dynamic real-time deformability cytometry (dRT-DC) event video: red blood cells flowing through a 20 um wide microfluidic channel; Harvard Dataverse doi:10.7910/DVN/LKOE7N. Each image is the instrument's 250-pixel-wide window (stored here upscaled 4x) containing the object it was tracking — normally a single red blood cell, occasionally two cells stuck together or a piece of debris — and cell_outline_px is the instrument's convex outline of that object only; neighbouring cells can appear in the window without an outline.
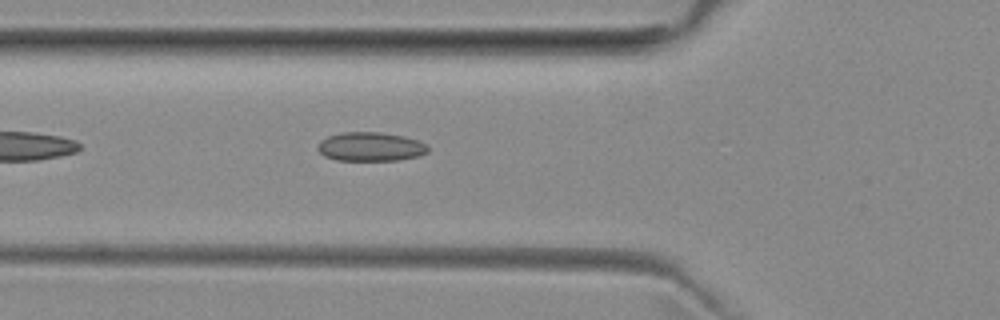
{"species": "common noctule bat (a hibernating species)", "species_latin": "Nyctalus noctula", "temperature_condition": "room temperature", "stored_images_in_passage": 36, "camera_frame_rate_fps": 3000, "um_per_image_px": 0.085, "animal": {"sex": "female", "body_mass_g": 29.2, "forearm_length_mm": 56.3}, "frame": {"image": 1, "passage_image": 3, "time_ms": 0.667, "image_size_px": [1000, 320], "cell_outline_px": [[428, 152], [416, 156], [396, 160], [336, 160], [324, 156], [316, 148], [320, 140], [328, 136], [340, 132], [380, 132], [404, 136], [428, 144]], "centroid_in_image_um": [31.46, 12.46], "position_along_channel_um": 94.3, "area_um2": 18.61}}
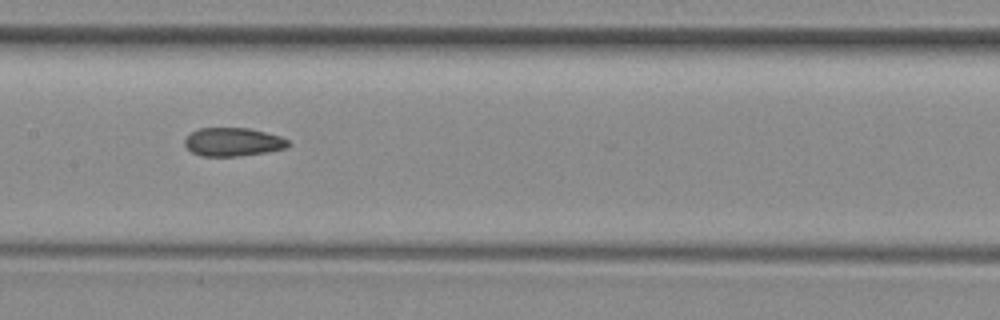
{"frame": {"image": 2, "passage_image": 10, "time_ms": 3.0, "image_size_px": [1000, 320], "cell_outline_px": [[288, 144], [284, 148], [264, 152], [240, 156], [200, 156], [192, 152], [184, 144], [184, 140], [192, 132], [200, 128], [248, 128], [280, 136], [288, 140]], "centroid_in_image_um": [19.76, 12.07], "position_along_channel_um": 187.6, "area_um2": 16.88}}
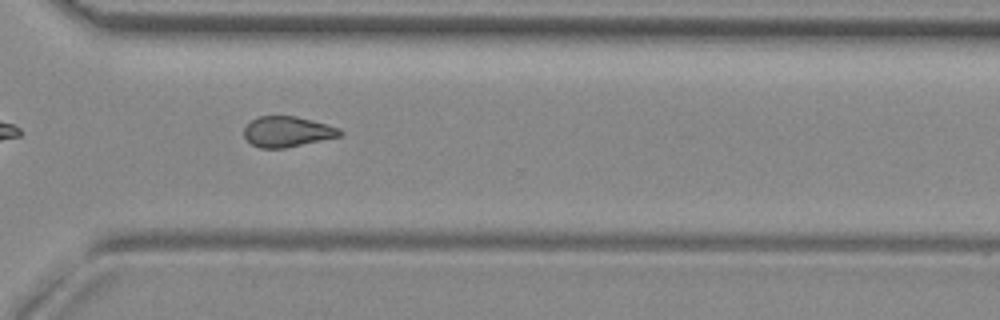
{"frame": {"image": 3, "passage_image": 22, "time_ms": 7.0, "image_size_px": [1000, 320], "cell_outline_px": [[344, 132], [340, 136], [284, 148], [260, 148], [252, 144], [244, 136], [244, 128], [256, 116], [296, 116], [312, 120], [340, 128]], "centroid_in_image_um": [24.42, 11.18], "position_along_channel_um": 346.2, "area_um2": 16.94}, "authors_computed_cell_mechanics": {"area_um2": 17.2244, "velocity_mm_per_s": 3.9792, "shape_relaxation_time_tau1_ms": null, "shape_relaxation_time_tau2_ms": 2.9547, "deformation_change_tau1": null, "deformation_change_tau2": 0.0701}}